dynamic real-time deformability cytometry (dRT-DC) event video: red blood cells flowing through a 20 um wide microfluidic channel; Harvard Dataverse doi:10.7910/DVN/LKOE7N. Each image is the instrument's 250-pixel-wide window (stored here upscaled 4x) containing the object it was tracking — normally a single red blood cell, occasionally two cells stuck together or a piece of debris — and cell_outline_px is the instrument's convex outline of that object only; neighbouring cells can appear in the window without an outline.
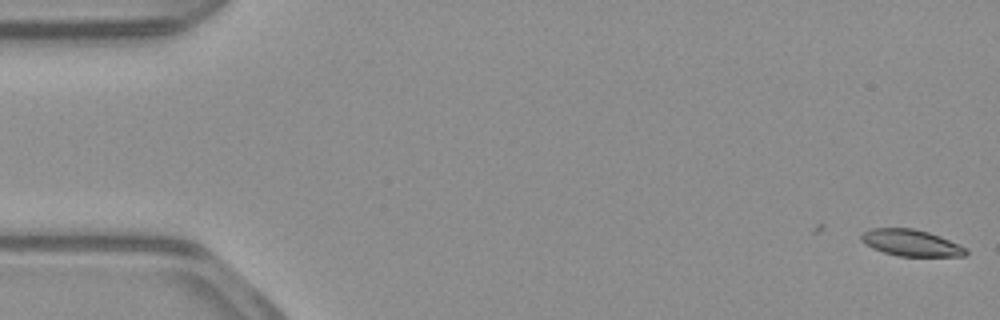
{"species": "common noctule bat (a hibernating species)", "species_latin": "Nyctalus noctula", "temperature_condition": "warm", "stored_images_in_passage": 5, "camera_frame_rate_fps": 3000, "um_per_image_px": 0.085, "animal": {"sex": "male", "body_mass_g": 23.1, "forearm_length_mm": 52.7}, "frame": {"image": 1, "passage_image": 5, "time_ms": 1.333, "image_size_px": [1000, 320], "cell_outline_px": [[968, 252], [964, 256], [900, 256], [884, 252], [872, 248], [860, 240], [860, 232], [872, 228], [912, 228], [928, 232], [940, 236], [968, 248]], "centroid_in_image_um": [77.42, 20.63], "position_along_channel_um": 7.6, "area_um2": 16.24}}